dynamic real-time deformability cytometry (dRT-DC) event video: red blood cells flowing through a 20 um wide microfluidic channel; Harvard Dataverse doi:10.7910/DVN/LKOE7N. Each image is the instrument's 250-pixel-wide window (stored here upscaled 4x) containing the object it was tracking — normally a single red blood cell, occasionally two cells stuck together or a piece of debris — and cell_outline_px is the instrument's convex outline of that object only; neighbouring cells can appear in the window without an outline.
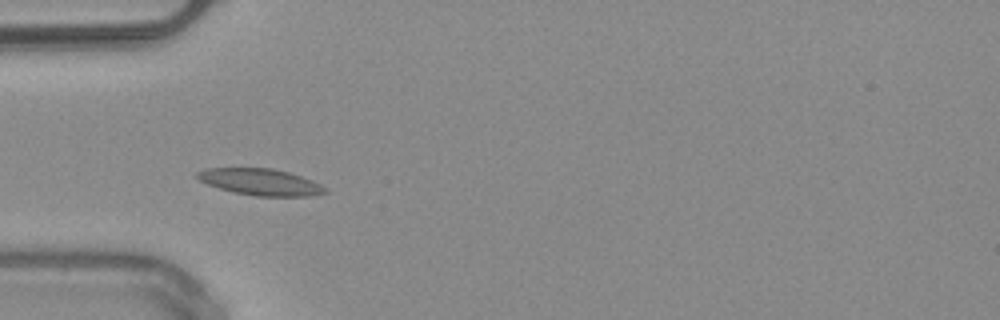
{"species": "common noctule bat (a hibernating species)", "species_latin": "Nyctalus noctula", "temperature_condition": "warm", "stored_images_in_passage": 50, "camera_frame_rate_fps": 3000, "um_per_image_px": 0.085, "animal": {"sex": "male", "body_mass_g": 20.4}, "frame": {"image": 1, "passage_image": 15, "time_ms": 4.667, "image_size_px": [1000, 320], "cell_outline_px": [[328, 192], [308, 196], [256, 196], [232, 192], [208, 184], [200, 180], [196, 176], [196, 172], [208, 168], [272, 168], [288, 172], [312, 180], [328, 188]], "centroid_in_image_um": [22.16, 15.47], "position_along_channel_um": 62.8, "area_um2": 19.71}, "authors_computed_cell_mechanics": {"area_um2": 18.3515, "velocity_mm_per_s": 4.0178, "shape_relaxation_time_tau1_ms": 7.4772, "shape_relaxation_time_tau2_ms": 3.9968, "deformation_change_tau1": 0.127, "deformation_change_tau2": 0.0856}}